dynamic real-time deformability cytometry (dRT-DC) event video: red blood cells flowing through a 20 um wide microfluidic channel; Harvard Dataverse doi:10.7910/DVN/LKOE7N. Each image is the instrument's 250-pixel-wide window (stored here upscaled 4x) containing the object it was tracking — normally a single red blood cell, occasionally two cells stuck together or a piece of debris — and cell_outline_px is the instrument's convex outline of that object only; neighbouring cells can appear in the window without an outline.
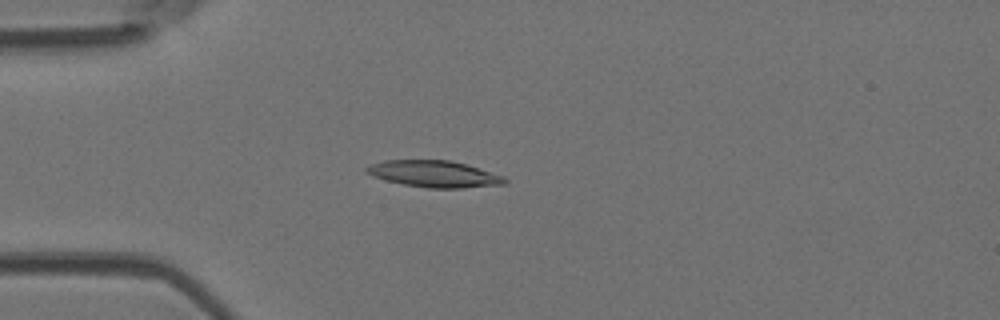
{"species": "Egyptian fruit bat (a non-hibernating species)", "species_latin": "Rousettus aegyptiacus", "temperature_condition": "room temperature", "stored_images_in_passage": 47, "camera_frame_rate_fps": 3000, "um_per_image_px": 0.085, "animal": {"sex": "female"}, "frame": {"image": 1, "passage_image": 12, "time_ms": 3.667, "image_size_px": [1000, 320], "cell_outline_px": [[508, 184], [464, 188], [428, 188], [404, 184], [384, 180], [372, 176], [364, 172], [364, 168], [372, 164], [384, 160], [448, 160], [464, 164], [504, 176], [508, 180]], "centroid_in_image_um": [36.89, 14.79], "position_along_channel_um": 48.1, "area_um2": 21.44}}
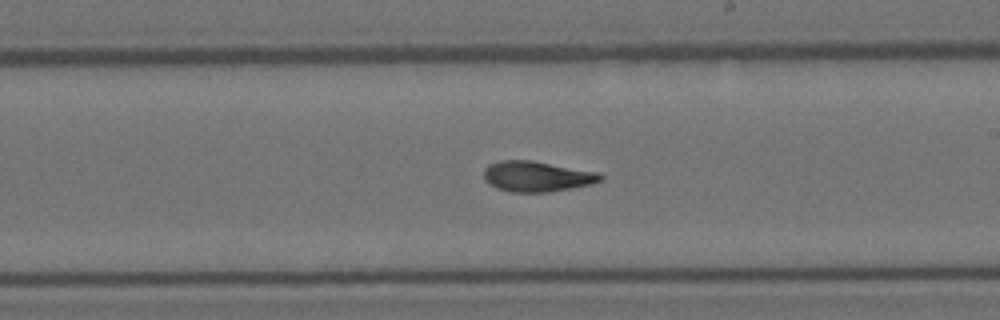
{"frame": {"image": 2, "passage_image": 27, "time_ms": 8.667, "image_size_px": [1000, 320], "cell_outline_px": [[604, 176], [600, 180], [592, 184], [572, 188], [548, 192], [512, 192], [496, 188], [488, 184], [484, 180], [484, 168], [488, 164], [500, 160], [532, 160], [600, 172]], "centroid_in_image_um": [45.62, 14.99], "position_along_channel_um": 243.4, "area_um2": 20.98}}
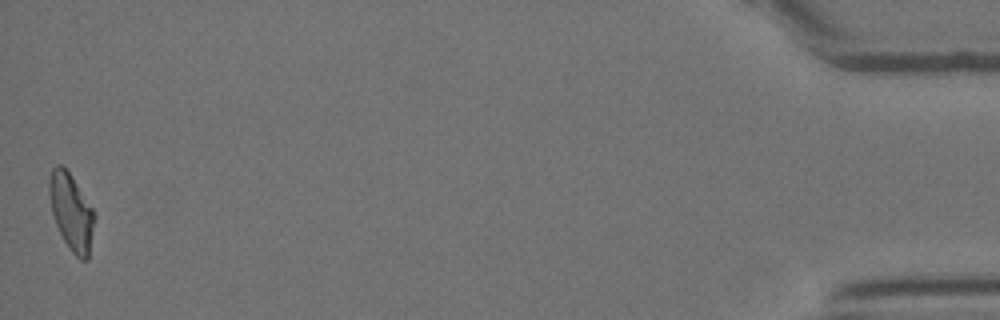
{"frame": {"image": 3, "passage_image": 47, "time_ms": 15.333, "image_size_px": [1000, 320], "cell_outline_px": [[96, 216], [88, 260], [80, 260], [72, 252], [64, 240], [56, 224], [52, 212], [48, 192], [48, 180], [52, 168], [56, 164], [64, 164], [92, 208]], "centroid_in_image_um": [6.06, 17.99], "position_along_channel_um": 429.1, "area_um2": 20.29}, "authors_computed_cell_mechanics": {"area_um2": 20.4034, "velocity_mm_per_s": 4.1948, "shape_relaxation_time_tau1_ms": 5.3256, "shape_relaxation_time_tau2_ms": 3.1583, "deformation_change_tau1": 0.2015, "deformation_change_tau2": 0.0957}}